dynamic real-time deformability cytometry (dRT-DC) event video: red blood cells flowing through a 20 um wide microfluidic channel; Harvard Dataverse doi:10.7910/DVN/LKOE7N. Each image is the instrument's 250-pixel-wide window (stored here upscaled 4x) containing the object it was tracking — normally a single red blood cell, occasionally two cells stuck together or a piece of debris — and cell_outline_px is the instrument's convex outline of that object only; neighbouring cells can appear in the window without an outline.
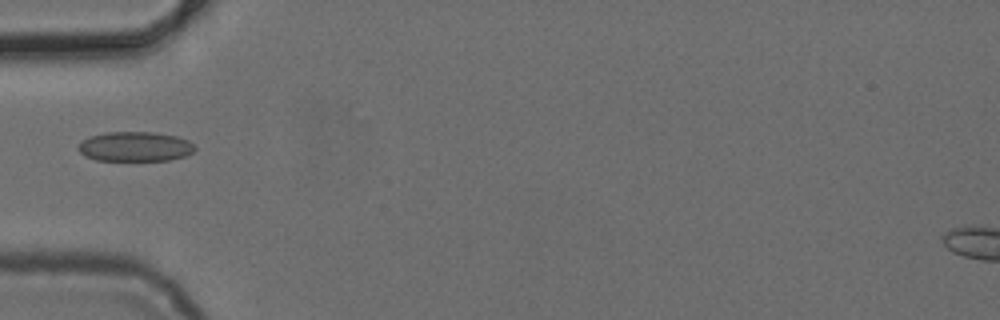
{"species": "common noctule bat (a hibernating species)", "species_latin": "Nyctalus noctula", "temperature_condition": "cold", "stored_images_in_passage": 5, "camera_frame_rate_fps": 3000, "um_per_image_px": 0.085, "animal": {"sex": "female", "body_mass_g": 24.6, "forearm_length_mm": 56.2}, "frame": {"image": 1, "passage_image": 4, "time_ms": 5.0, "image_size_px": [1000, 320], "cell_outline_px": [[196, 148], [192, 152], [184, 156], [168, 160], [96, 160], [84, 156], [80, 152], [80, 144], [88, 136], [104, 132], [156, 132], [176, 136], [188, 140]], "centroid_in_image_um": [11.48, 12.45], "position_along_channel_um": 73.5, "area_um2": 20.06}}
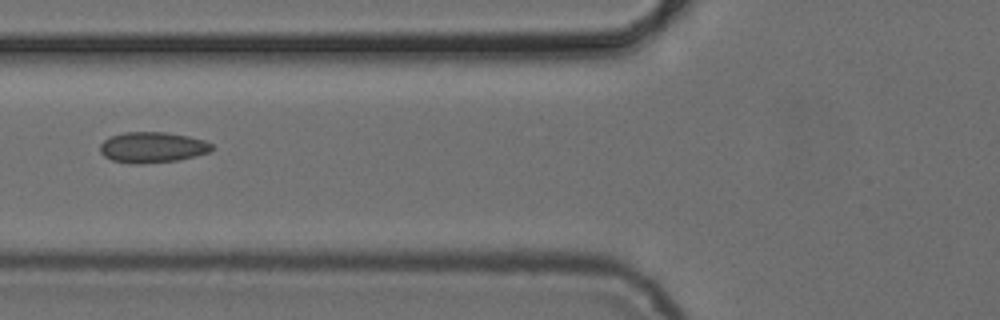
{"frame": {"image": 2, "passage_image": 5, "time_ms": 6.0, "image_size_px": [1000, 320], "cell_outline_px": [[216, 148], [208, 152], [196, 156], [180, 160], [136, 164], [128, 164], [112, 160], [104, 156], [100, 152], [100, 144], [104, 140], [112, 136], [124, 132], [164, 132], [188, 136], [204, 140], [212, 144]], "centroid_in_image_um": [12.96, 12.53], "position_along_channel_um": 112.8, "area_um2": 20.11}}